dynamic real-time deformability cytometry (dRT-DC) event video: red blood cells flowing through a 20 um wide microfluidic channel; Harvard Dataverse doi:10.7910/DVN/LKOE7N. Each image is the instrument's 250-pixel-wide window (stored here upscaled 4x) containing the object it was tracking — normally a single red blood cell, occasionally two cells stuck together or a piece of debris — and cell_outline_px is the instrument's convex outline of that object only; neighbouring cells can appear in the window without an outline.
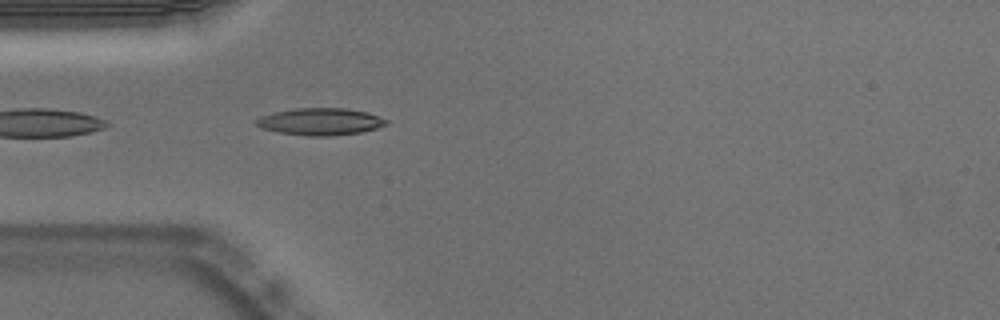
{"species": "Egyptian fruit bat (a non-hibernating species)", "species_latin": "Rousettus aegyptiacus", "temperature_condition": "warm", "stored_images_in_passage": 10, "camera_frame_rate_fps": 3000, "um_per_image_px": 0.085, "animal": {"sex": "male"}, "frame": {"image": 1, "passage_image": 2, "time_ms": 0.333, "image_size_px": [1000, 320], "cell_outline_px": [[388, 124], [376, 128], [360, 132], [332, 136], [308, 136], [280, 132], [260, 128], [256, 124], [256, 120], [260, 116], [276, 112], [296, 108], [344, 108], [368, 112], [388, 120]], "centroid_in_image_um": [27.24, 10.34], "position_along_channel_um": 57.8, "area_um2": 20.4}}